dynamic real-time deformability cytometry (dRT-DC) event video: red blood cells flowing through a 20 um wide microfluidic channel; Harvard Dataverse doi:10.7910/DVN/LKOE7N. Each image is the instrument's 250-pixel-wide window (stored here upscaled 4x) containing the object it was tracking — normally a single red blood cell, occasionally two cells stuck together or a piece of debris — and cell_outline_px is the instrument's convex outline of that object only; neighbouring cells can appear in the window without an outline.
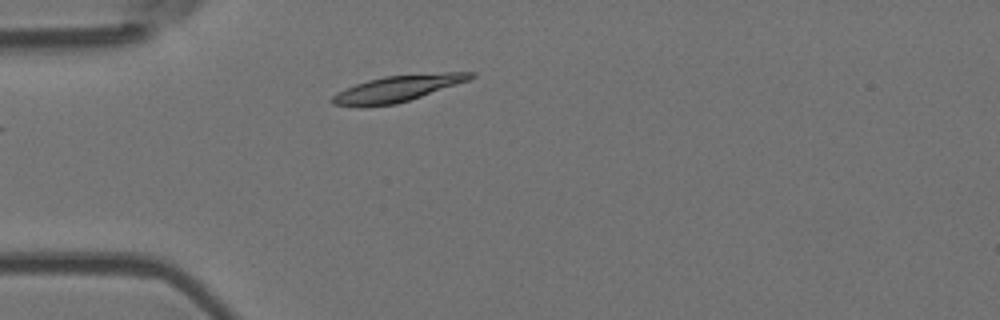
{"species": "Egyptian fruit bat (a non-hibernating species)", "species_latin": "Rousettus aegyptiacus", "temperature_condition": "room temperature", "stored_images_in_passage": 3, "camera_frame_rate_fps": 3000, "um_per_image_px": 0.085, "animal": {"sex": "female"}, "frame": {"image": 1, "passage_image": 3, "time_ms": 0.667, "image_size_px": [1000, 320], "cell_outline_px": [[476, 76], [468, 80], [396, 104], [360, 108], [332, 104], [328, 100], [336, 92], [356, 84], [368, 80], [384, 76], [444, 72], [476, 72]], "centroid_in_image_um": [33.69, 7.54], "position_along_channel_um": 51.3, "area_um2": 21.21}}